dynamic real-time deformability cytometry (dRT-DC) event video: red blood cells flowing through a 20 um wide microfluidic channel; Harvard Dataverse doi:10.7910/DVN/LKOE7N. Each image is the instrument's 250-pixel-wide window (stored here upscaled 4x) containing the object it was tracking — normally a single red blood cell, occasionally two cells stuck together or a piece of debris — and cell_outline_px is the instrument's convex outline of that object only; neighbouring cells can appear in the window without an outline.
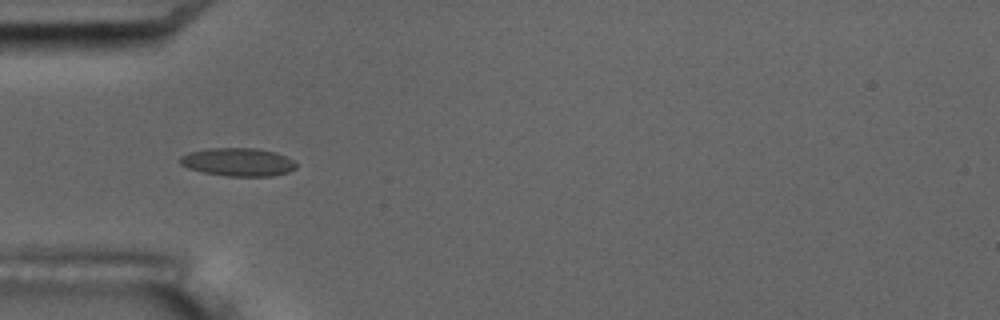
{"species": "common noctule bat (a hibernating species)", "species_latin": "Nyctalus noctula", "temperature_condition": "room temperature", "stored_images_in_passage": 9, "camera_frame_rate_fps": 3000, "um_per_image_px": 0.085, "animal": {"sex": "male", "body_mass_g": 17.5, "forearm_length_mm": 52.3}, "frame": {"image": 1, "passage_image": 6, "time_ms": 5.667, "image_size_px": [1000, 320], "cell_outline_px": [[296, 168], [288, 172], [272, 176], [228, 176], [204, 172], [188, 168], [180, 164], [180, 156], [188, 152], [208, 148], [256, 148], [276, 152], [292, 160], [296, 164]], "centroid_in_image_um": [20.22, 13.77], "position_along_channel_um": 64.8, "area_um2": 19.02}}
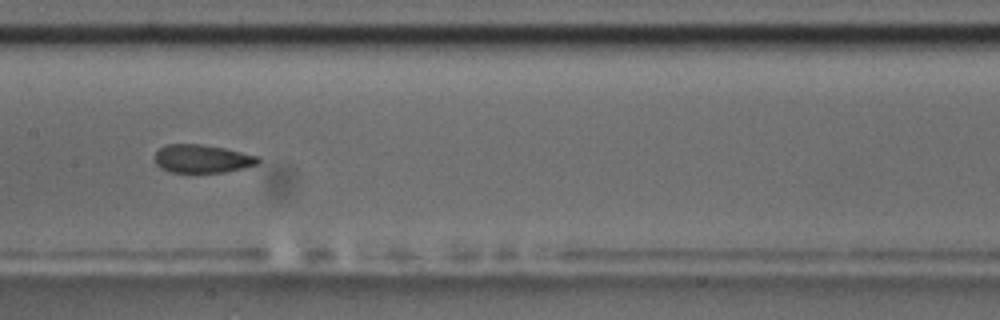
{"frame": {"image": 2, "passage_image": 9, "time_ms": 9.333, "image_size_px": [1000, 320], "cell_outline_px": [[260, 160], [256, 164], [224, 172], [172, 172], [160, 168], [156, 164], [156, 152], [164, 144], [204, 144], [224, 148], [260, 156]], "centroid_in_image_um": [17.17, 13.48], "position_along_channel_um": 190.2, "area_um2": 16.88}}